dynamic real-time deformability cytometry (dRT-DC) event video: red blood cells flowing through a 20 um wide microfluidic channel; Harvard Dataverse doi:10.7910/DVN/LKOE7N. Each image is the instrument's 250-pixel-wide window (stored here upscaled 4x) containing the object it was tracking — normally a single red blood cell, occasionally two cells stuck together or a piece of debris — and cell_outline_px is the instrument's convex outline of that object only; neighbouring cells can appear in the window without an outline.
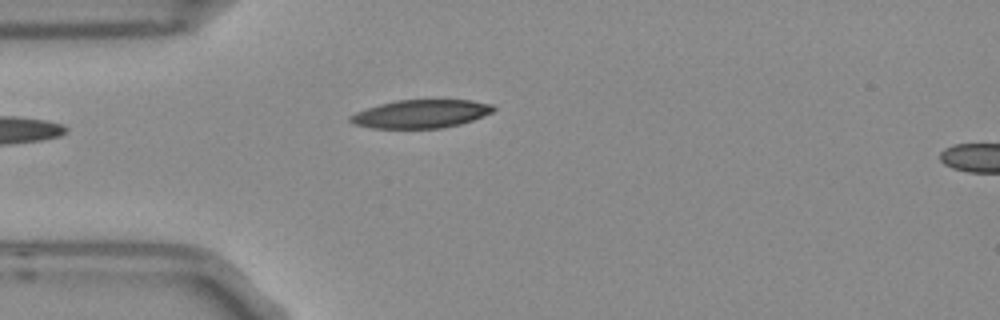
{"species": "Egyptian fruit bat (a non-hibernating species)", "species_latin": "Rousettus aegyptiacus", "temperature_condition": "room temperature", "stored_images_in_passage": 5, "camera_frame_rate_fps": 3000, "um_per_image_px": 0.085, "frame": {"image": 1, "passage_image": 4, "time_ms": 1.0, "image_size_px": [1000, 320], "cell_outline_px": [[496, 108], [492, 112], [472, 120], [460, 124], [440, 128], [372, 128], [352, 124], [348, 120], [348, 116], [356, 112], [380, 104], [396, 100], [472, 100], [492, 104]], "centroid_in_image_um": [35.75, 9.68], "position_along_channel_um": 49.2, "area_um2": 23.52}}